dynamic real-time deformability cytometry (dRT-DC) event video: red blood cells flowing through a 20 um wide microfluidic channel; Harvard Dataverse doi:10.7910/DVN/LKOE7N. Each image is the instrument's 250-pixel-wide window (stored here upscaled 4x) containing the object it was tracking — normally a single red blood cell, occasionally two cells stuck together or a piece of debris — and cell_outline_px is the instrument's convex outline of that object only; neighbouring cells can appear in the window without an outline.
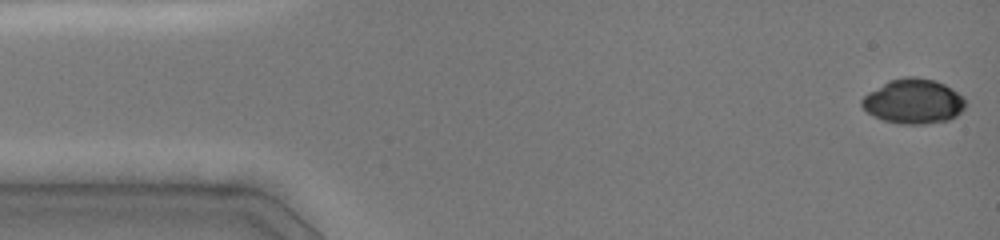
{"species": "common noctule bat (a hibernating species)", "species_latin": "Nyctalus noctula", "temperature_condition": "cold", "stored_images_in_passage": 46, "camera_frame_rate_fps": 3000, "um_per_image_px": 0.085, "animal": {"sex": "female", "body_mass_g": 19.0, "forearm_length_mm": 51.5}, "frame": {"image": 1, "passage_image": 1, "time_ms": 0.0, "image_size_px": [1000, 240], "cell_outline_px": [[964, 108], [956, 116], [948, 120], [924, 124], [900, 124], [884, 120], [868, 112], [860, 104], [860, 100], [868, 92], [888, 80], [904, 76], [916, 76], [936, 80], [952, 88], [964, 96]], "centroid_in_image_um": [77.64, 8.59], "position_along_channel_um": 7.4, "area_um2": 27.17}}
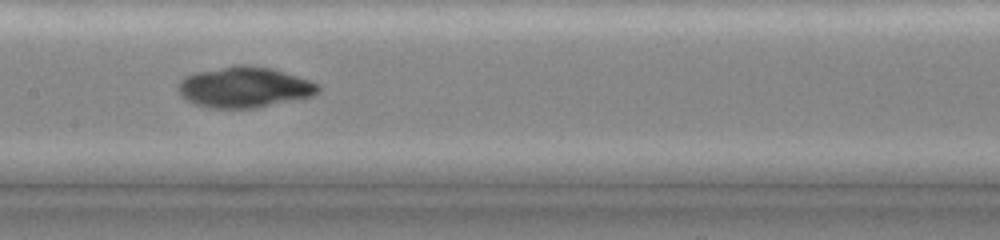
{"frame": {"image": 2, "passage_image": 21, "time_ms": 7.333, "image_size_px": [1000, 240], "cell_outline_px": [[320, 92], [312, 96], [296, 100], [252, 108], [208, 108], [196, 104], [180, 96], [176, 92], [176, 88], [180, 80], [184, 76], [196, 72], [236, 64], [244, 64], [268, 68], [296, 76], [320, 84]], "centroid_in_image_um": [20.72, 7.42], "position_along_channel_um": 186.7, "area_um2": 33.29}}
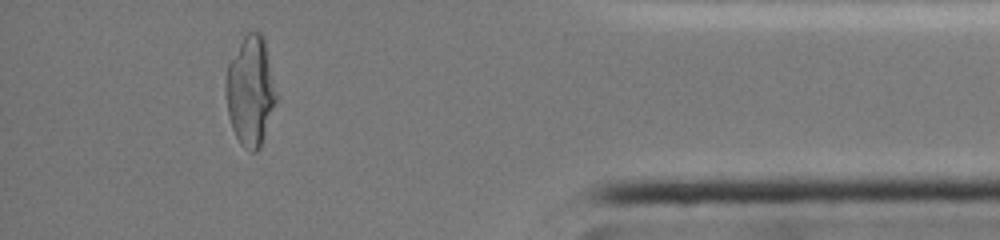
{"frame": {"image": 3, "passage_image": 41, "time_ms": 13.667, "image_size_px": [1000, 240], "cell_outline_px": [[276, 104], [260, 148], [256, 152], [252, 152], [244, 148], [240, 144], [232, 128], [228, 116], [224, 88], [224, 84], [228, 64], [244, 36], [248, 32], [260, 32], [264, 36], [276, 92]], "centroid_in_image_um": [21.27, 7.76], "position_along_channel_um": 413.9, "area_um2": 32.31}}